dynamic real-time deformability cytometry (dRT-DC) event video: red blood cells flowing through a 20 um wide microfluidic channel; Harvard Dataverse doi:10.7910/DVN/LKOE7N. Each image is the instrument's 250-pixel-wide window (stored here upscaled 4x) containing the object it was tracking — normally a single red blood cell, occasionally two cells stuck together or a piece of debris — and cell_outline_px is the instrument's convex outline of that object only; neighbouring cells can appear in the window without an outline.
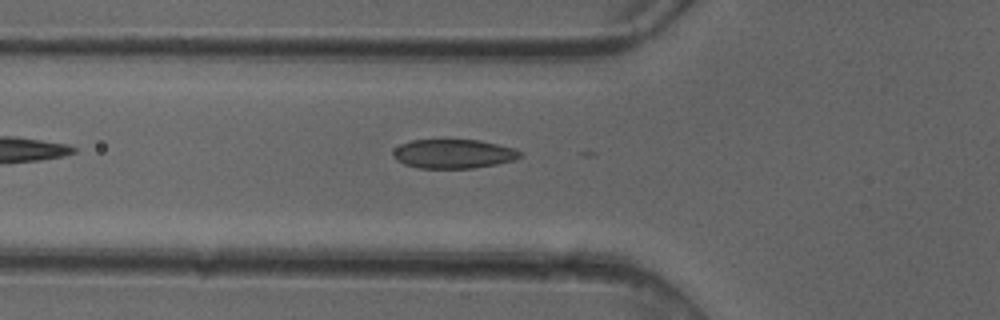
{"species": "common noctule bat (a hibernating species)", "species_latin": "Nyctalus noctula", "temperature_condition": "cold", "stored_images_in_passage": 4, "camera_frame_rate_fps": 3000, "um_per_image_px": 0.085, "animal": {"sex": "female"}, "frame": {"image": 1, "passage_image": 4, "time_ms": 1.0, "image_size_px": [1000, 320], "cell_outline_px": [[524, 156], [516, 160], [496, 164], [472, 168], [420, 168], [404, 164], [396, 160], [392, 156], [392, 152], [400, 144], [412, 140], [440, 136], [444, 136], [480, 140], [516, 148]], "centroid_in_image_um": [38.53, 13.01], "position_along_channel_um": 87.3, "area_um2": 22.72}}